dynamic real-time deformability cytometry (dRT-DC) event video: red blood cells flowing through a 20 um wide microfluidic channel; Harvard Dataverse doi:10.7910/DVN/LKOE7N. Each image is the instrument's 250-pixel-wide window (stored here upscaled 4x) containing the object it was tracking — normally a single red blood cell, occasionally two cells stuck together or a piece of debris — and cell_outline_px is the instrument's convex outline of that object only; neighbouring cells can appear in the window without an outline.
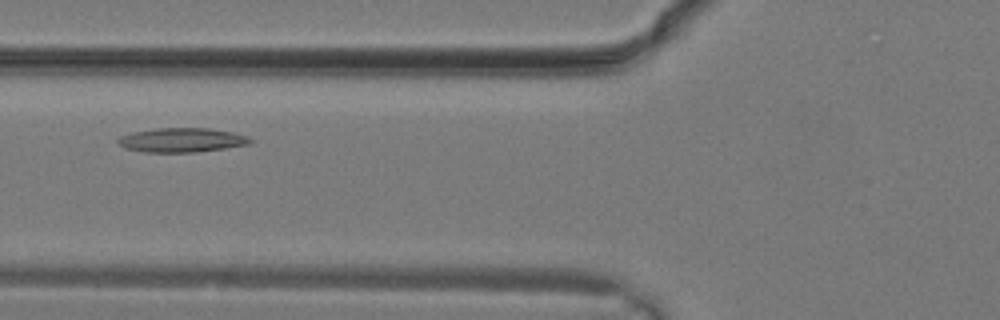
{"species": "common noctule bat (a hibernating species)", "species_latin": "Nyctalus noctula", "temperature_condition": "warm", "stored_images_in_passage": 23, "segment_of_instrument_passage": [1, 2], "camera_frame_rate_fps": 3000, "um_per_image_px": 0.085, "animal": {"sex": "male", "body_mass_g": 19.2, "forearm_length_mm": 51.8}, "frame": {"image": 1, "passage_image": 4, "time_ms": 1.0, "image_size_px": [1000, 320], "cell_outline_px": [[256, 140], [248, 144], [224, 148], [192, 152], [144, 152], [124, 148], [116, 144], [116, 140], [120, 136], [132, 132], [156, 128], [208, 128], [232, 132], [248, 136]], "centroid_in_image_um": [15.41, 11.9], "position_along_channel_um": 110.4, "area_um2": 18.79}}
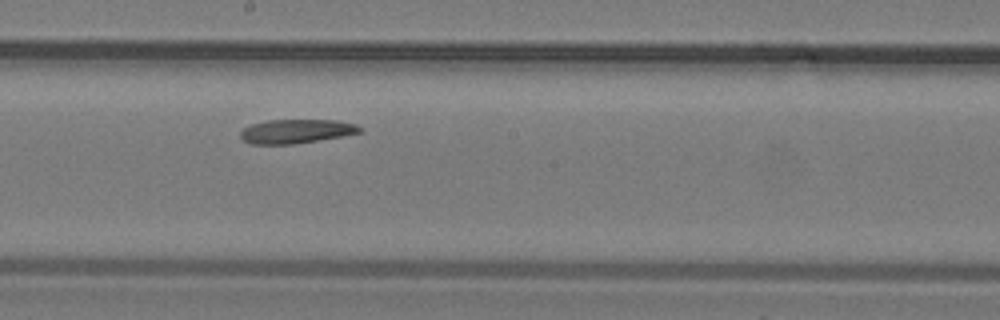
{"frame": {"image": 2, "passage_image": 9, "time_ms": 2.667, "image_size_px": [1000, 320], "cell_outline_px": [[360, 132], [344, 136], [292, 144], [252, 144], [244, 140], [240, 136], [240, 132], [244, 128], [252, 124], [268, 120], [336, 120], [356, 124], [360, 128]], "centroid_in_image_um": [25.17, 11.16], "position_along_channel_um": 223.0, "area_um2": 16.53}}
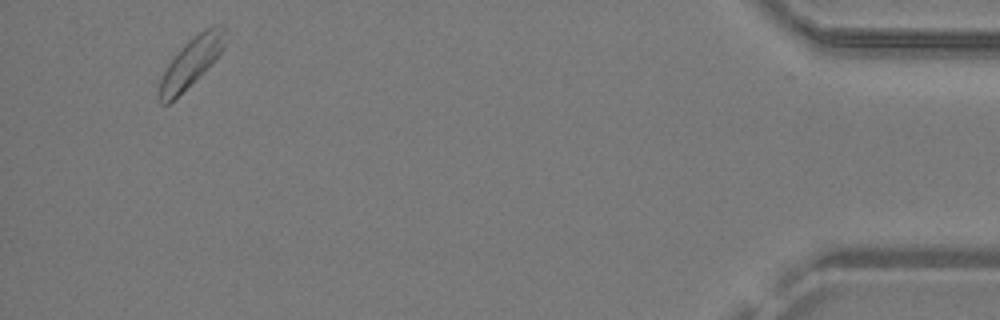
{"frame": {"image": 3, "passage_image": 21, "time_ms": 6.667, "image_size_px": [1000, 320], "cell_outline_px": [[224, 48], [212, 64], [204, 72], [168, 104], [160, 104], [156, 96], [156, 92], [160, 80], [168, 64], [180, 48], [188, 40], [200, 32], [216, 24], [224, 24]], "centroid_in_image_um": [16.21, 5.33], "position_along_channel_um": 419.0, "area_um2": 18.79}}